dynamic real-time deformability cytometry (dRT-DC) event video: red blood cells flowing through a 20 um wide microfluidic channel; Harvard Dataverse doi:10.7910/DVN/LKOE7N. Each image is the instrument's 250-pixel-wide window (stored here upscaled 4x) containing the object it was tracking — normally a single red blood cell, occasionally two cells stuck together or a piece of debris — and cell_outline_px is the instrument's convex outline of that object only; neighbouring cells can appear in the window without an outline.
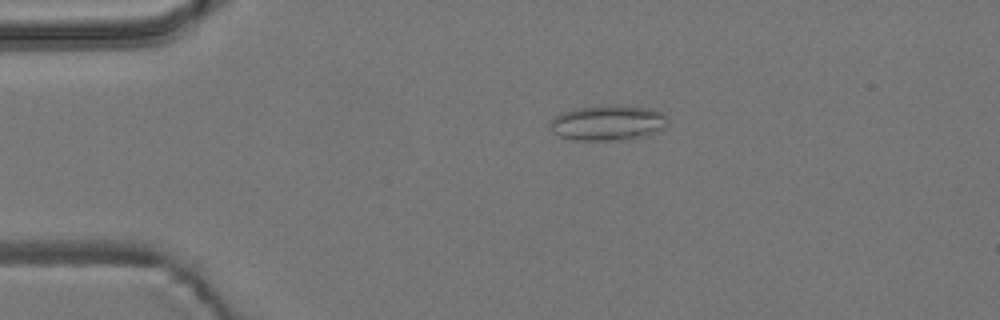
{"species": "common noctule bat (a hibernating species)", "species_latin": "Nyctalus noctula", "temperature_condition": "room temperature", "stored_images_in_passage": 5, "camera_frame_rate_fps": 3000, "um_per_image_px": 0.085, "animal": {"sex": "male", "body_mass_g": 19.2, "forearm_length_mm": 51.8}, "frame": {"image": 1, "passage_image": 4, "time_ms": 1.0, "image_size_px": [1000, 320], "cell_outline_px": [[668, 124], [664, 128], [648, 136], [624, 140], [576, 140], [560, 136], [552, 132], [552, 120], [560, 112], [576, 108], [616, 104], [652, 108], [664, 112], [668, 116]], "centroid_in_image_um": [51.76, 10.43], "position_along_channel_um": 33.2, "area_um2": 24.62}}